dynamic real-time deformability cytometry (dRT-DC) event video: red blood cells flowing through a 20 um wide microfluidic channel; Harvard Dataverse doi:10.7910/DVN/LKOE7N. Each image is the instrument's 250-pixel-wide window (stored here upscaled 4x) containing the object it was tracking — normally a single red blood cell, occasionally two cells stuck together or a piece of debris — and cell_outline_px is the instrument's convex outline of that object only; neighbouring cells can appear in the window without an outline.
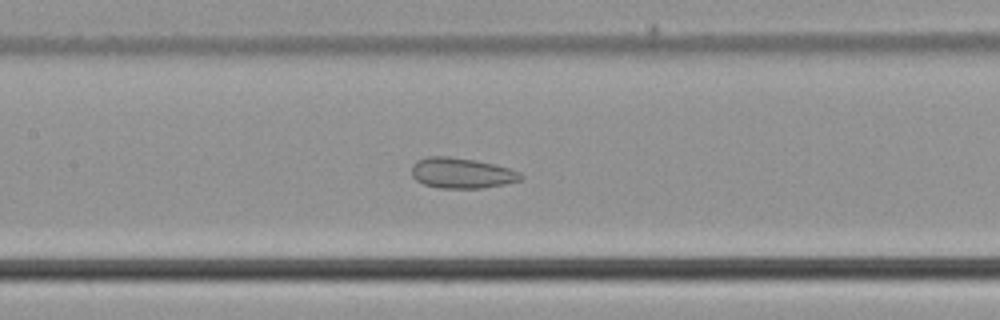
{"species": "common noctule bat (a hibernating species)", "species_latin": "Nyctalus noctula", "temperature_condition": "cold", "stored_images_in_passage": 43, "camera_frame_rate_fps": 3000, "um_per_image_px": 0.085, "animal": {"sex": "male", "body_mass_g": 21.5, "forearm_length_mm": 52.0}, "frame": {"image": 1, "passage_image": 16, "time_ms": 5.0, "image_size_px": [1000, 320], "cell_outline_px": [[524, 176], [520, 180], [504, 184], [480, 188], [440, 188], [424, 184], [416, 180], [412, 176], [412, 164], [428, 156], [448, 156], [476, 160], [496, 164], [512, 168], [520, 172]], "centroid_in_image_um": [39.27, 14.7], "position_along_channel_um": 168.1, "area_um2": 19.48}}
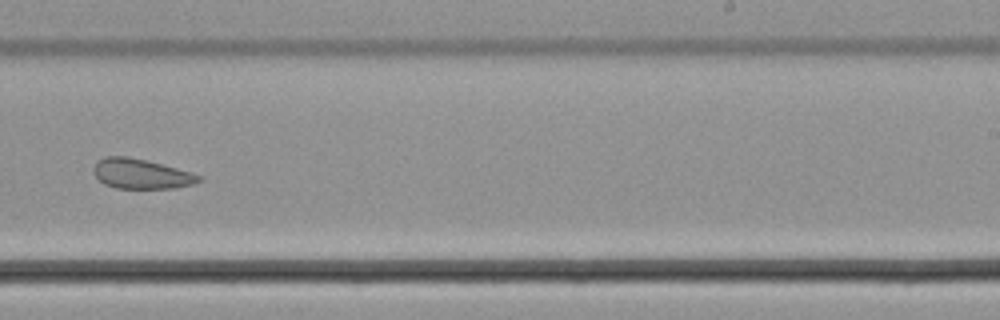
{"frame": {"image": 2, "passage_image": 24, "time_ms": 7.667, "image_size_px": [1000, 320], "cell_outline_px": [[204, 180], [192, 184], [176, 188], [116, 188], [104, 184], [92, 172], [92, 168], [96, 160], [104, 156], [128, 156], [148, 160], [192, 172], [200, 176]], "centroid_in_image_um": [11.98, 14.76], "position_along_channel_um": 277.0, "area_um2": 18.61}}
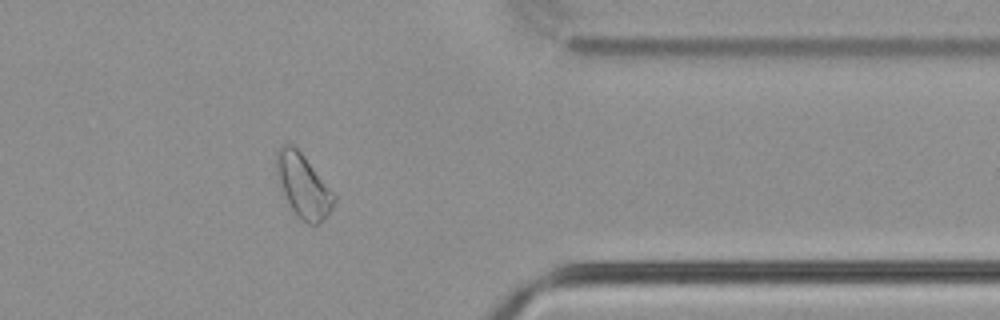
{"frame": {"image": 3, "passage_image": 33, "time_ms": 10.667, "image_size_px": [1000, 320], "cell_outline_px": [[336, 200], [332, 208], [324, 220], [320, 224], [308, 224], [300, 220], [296, 216], [276, 176], [276, 152], [280, 144], [292, 144], [304, 156], [336, 196]], "centroid_in_image_um": [25.77, 15.8], "position_along_channel_um": 385.6, "area_um2": 21.1}}